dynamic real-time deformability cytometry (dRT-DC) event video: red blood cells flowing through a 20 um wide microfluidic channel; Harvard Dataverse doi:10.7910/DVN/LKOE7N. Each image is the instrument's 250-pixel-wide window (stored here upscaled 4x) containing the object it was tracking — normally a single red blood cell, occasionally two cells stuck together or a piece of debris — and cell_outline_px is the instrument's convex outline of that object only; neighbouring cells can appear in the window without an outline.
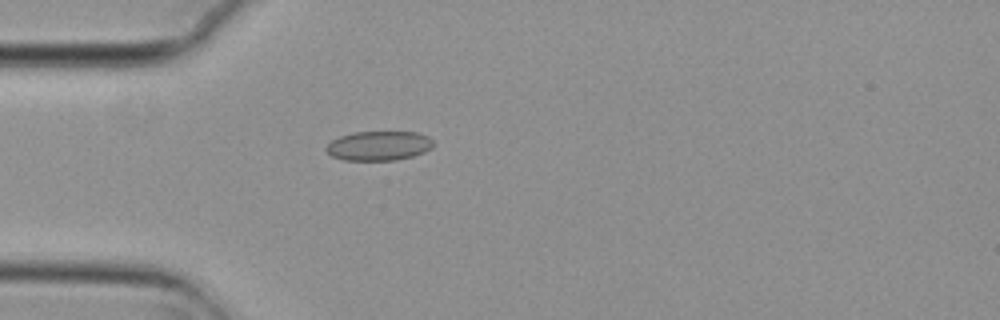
{"species": "common noctule bat (a hibernating species)", "species_latin": "Nyctalus noctula", "temperature_condition": "cold", "stored_images_in_passage": 5, "camera_frame_rate_fps": 3000, "um_per_image_px": 0.085, "animal": {"sex": "female", "body_mass_g": 29.2, "forearm_length_mm": 56.3}, "frame": {"image": 1, "passage_image": 5, "time_ms": 1.333, "image_size_px": [1000, 320], "cell_outline_px": [[432, 148], [424, 152], [412, 156], [396, 160], [344, 160], [332, 156], [324, 148], [332, 140], [340, 136], [352, 132], [416, 132], [428, 136], [432, 140]], "centroid_in_image_um": [32.19, 12.39], "position_along_channel_um": 52.8, "area_um2": 18.32}}